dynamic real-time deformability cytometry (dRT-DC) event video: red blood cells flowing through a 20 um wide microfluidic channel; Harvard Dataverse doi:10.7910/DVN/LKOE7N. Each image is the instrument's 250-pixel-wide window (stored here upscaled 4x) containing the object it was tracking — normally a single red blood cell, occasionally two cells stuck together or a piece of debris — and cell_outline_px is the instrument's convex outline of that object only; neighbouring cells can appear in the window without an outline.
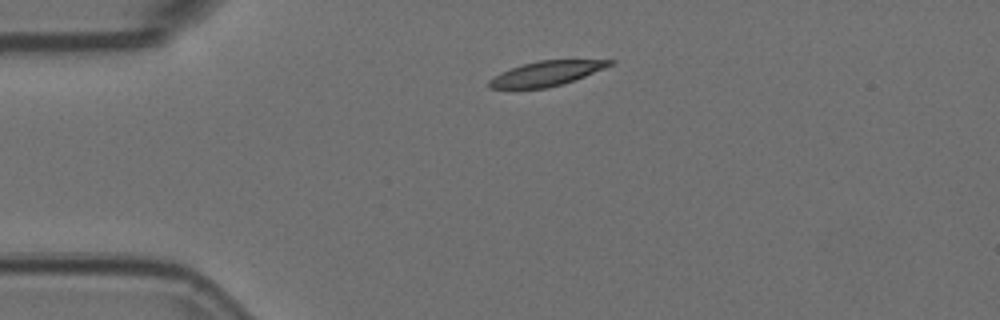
{"species": "Egyptian fruit bat (a non-hibernating species)", "species_latin": "Rousettus aegyptiacus", "temperature_condition": "room temperature", "stored_images_in_passage": 2, "camera_frame_rate_fps": 3000, "um_per_image_px": 0.085, "animal": {"sex": "female"}, "frame": {"image": 1, "passage_image": 1, "time_ms": 0.0, "image_size_px": [1000, 320], "cell_outline_px": [[616, 60], [612, 64], [604, 68], [584, 76], [560, 84], [544, 88], [488, 88], [488, 80], [500, 72], [524, 64], [540, 60]], "centroid_in_image_um": [46.4, 6.24], "position_along_channel_um": 38.6, "area_um2": 16.94}}